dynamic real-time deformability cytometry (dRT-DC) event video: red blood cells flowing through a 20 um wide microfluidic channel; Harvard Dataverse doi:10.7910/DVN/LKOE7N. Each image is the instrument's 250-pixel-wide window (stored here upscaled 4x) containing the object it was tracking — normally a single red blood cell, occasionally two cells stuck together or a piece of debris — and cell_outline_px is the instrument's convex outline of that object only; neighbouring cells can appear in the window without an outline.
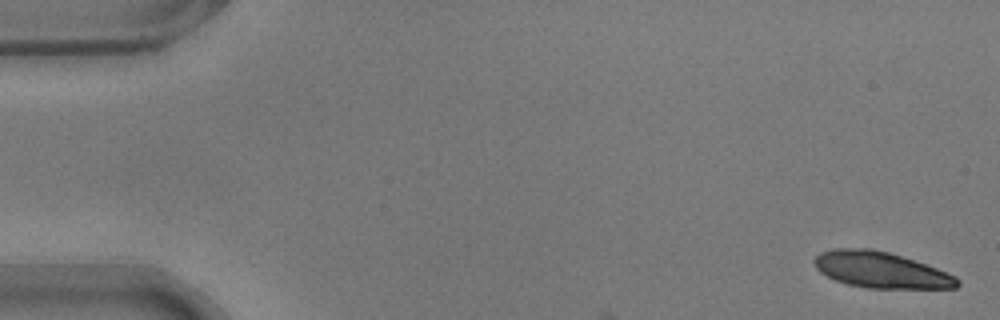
{"species": "common noctule bat (a hibernating species)", "species_latin": "Nyctalus noctula", "temperature_condition": "warm", "stored_images_in_passage": 7, "camera_frame_rate_fps": 3000, "um_per_image_px": 0.085, "animal": {"sex": "male", "body_mass_g": 17.9}, "frame": {"image": 1, "passage_image": 1, "time_ms": 0.0, "image_size_px": [1000, 320], "cell_outline_px": [[960, 284], [956, 288], [868, 288], [848, 284], [836, 280], [820, 272], [816, 268], [812, 260], [820, 252], [832, 248], [872, 248], [888, 252], [936, 268], [956, 276], [960, 280]], "centroid_in_image_um": [74.85, 22.94], "position_along_channel_um": 10.2, "area_um2": 29.94}}